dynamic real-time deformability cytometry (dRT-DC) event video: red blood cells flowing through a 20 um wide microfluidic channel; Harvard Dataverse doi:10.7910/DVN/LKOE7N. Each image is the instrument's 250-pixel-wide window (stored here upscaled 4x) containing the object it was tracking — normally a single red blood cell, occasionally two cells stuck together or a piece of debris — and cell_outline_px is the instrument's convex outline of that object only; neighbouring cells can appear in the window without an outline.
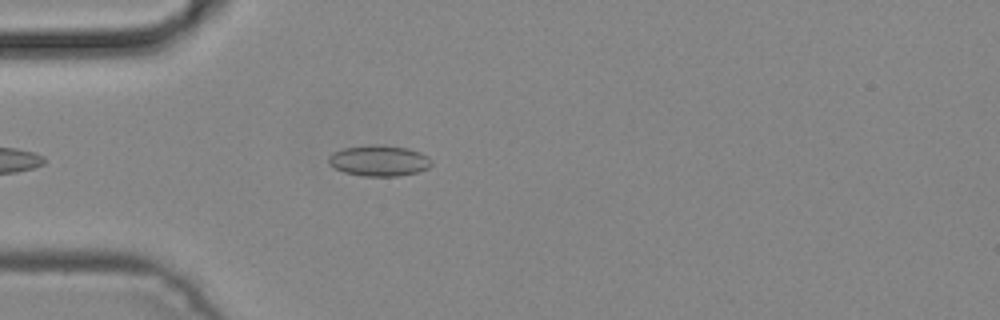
{"species": "common noctule bat (a hibernating species)", "species_latin": "Nyctalus noctula", "temperature_condition": "cold", "stored_images_in_passage": 22, "segment_of_instrument_passage": [1, 2], "camera_frame_rate_fps": 3000, "um_per_image_px": 0.085, "animal": {"sex": "male", "body_mass_g": 19.2, "forearm_length_mm": 51.8}, "frame": {"image": 1, "passage_image": 1, "time_ms": 0.0, "image_size_px": [1000, 320], "cell_outline_px": [[432, 164], [428, 168], [416, 172], [396, 176], [364, 176], [344, 172], [328, 164], [328, 156], [332, 152], [344, 148], [372, 144], [408, 148], [420, 152], [428, 156], [432, 160]], "centroid_in_image_um": [32.21, 13.65], "position_along_channel_um": 52.8, "area_um2": 18.5}}
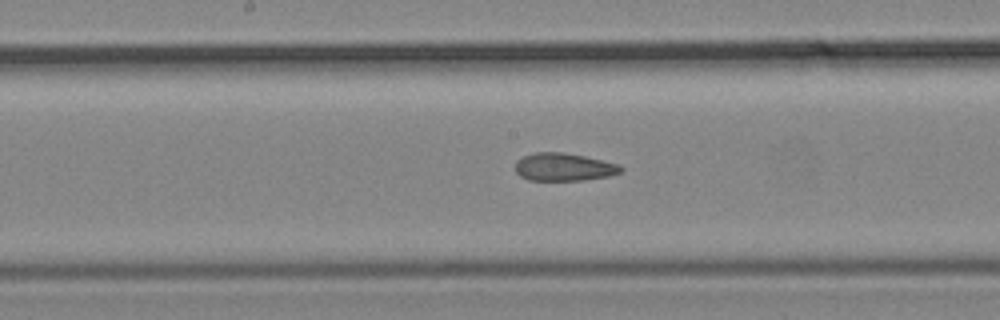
{"frame": {"image": 2, "passage_image": 9, "time_ms": 2.667, "image_size_px": [1000, 320], "cell_outline_px": [[624, 168], [620, 172], [608, 176], [584, 180], [528, 180], [520, 176], [516, 172], [516, 160], [524, 156], [536, 152], [564, 152], [584, 156], [620, 164]], "centroid_in_image_um": [47.93, 14.19], "position_along_channel_um": 200.3, "area_um2": 17.11}}
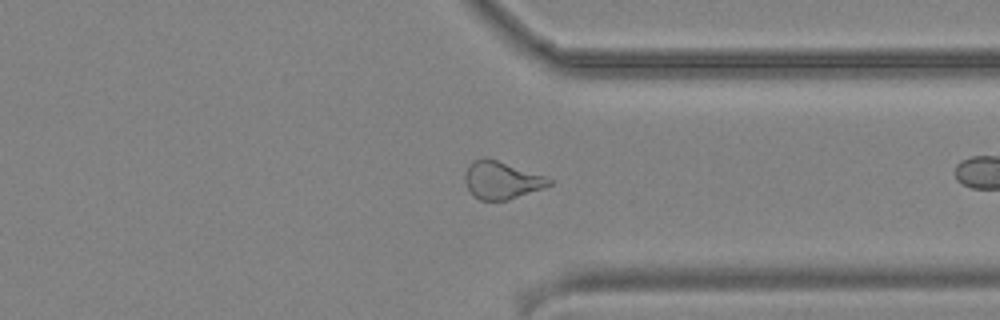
{"frame": {"image": 3, "passage_image": 21, "time_ms": 6.667, "image_size_px": [1000, 320], "cell_outline_px": [[552, 184], [544, 188], [508, 200], [480, 200], [472, 196], [464, 180], [464, 172], [468, 164], [472, 160], [484, 156], [544, 176], [552, 180]], "centroid_in_image_um": [42.58, 15.31], "position_along_channel_um": 368.8, "area_um2": 18.5}}